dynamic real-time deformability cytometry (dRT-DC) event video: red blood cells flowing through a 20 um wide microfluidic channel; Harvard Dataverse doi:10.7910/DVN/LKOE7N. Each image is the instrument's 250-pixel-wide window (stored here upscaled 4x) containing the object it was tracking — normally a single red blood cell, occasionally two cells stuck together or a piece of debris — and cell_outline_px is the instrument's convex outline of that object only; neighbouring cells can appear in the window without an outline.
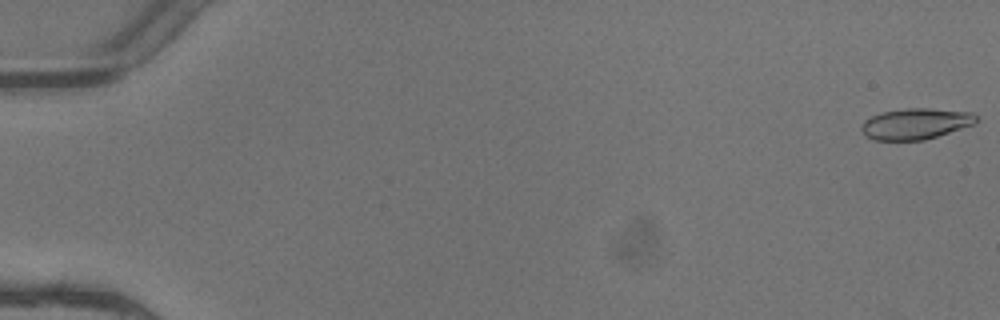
{"species": "common noctule bat (a hibernating species)", "species_latin": "Nyctalus noctula", "temperature_condition": "warm", "stored_images_in_passage": 4, "camera_frame_rate_fps": 3000, "um_per_image_px": 0.085, "animal": {"sex": "female"}, "frame": {"image": 1, "passage_image": 1, "time_ms": 0.0, "image_size_px": [1000, 320], "cell_outline_px": [[976, 120], [972, 124], [924, 140], [872, 140], [864, 136], [860, 128], [860, 124], [864, 120], [880, 112], [908, 108], [932, 108], [972, 112], [976, 116]], "centroid_in_image_um": [77.74, 10.51], "position_along_channel_um": 7.3, "area_um2": 20.69}}